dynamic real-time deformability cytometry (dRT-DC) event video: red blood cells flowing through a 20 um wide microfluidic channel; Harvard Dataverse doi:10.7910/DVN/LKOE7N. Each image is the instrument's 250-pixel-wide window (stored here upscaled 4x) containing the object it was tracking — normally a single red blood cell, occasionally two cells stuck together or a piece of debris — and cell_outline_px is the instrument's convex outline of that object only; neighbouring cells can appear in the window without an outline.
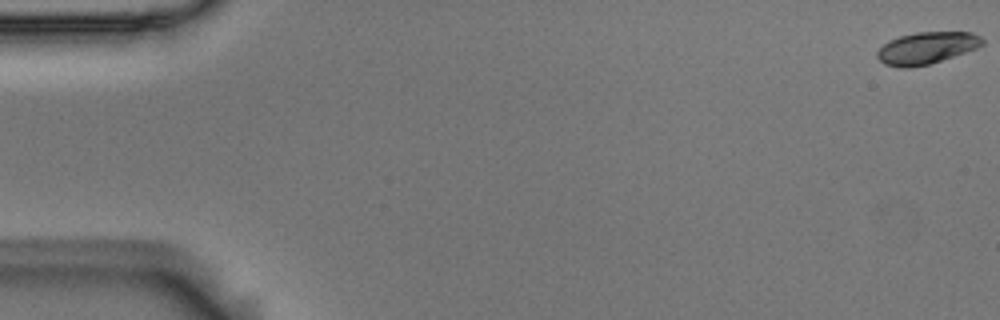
{"species": "Egyptian fruit bat (a non-hibernating species)", "species_latin": "Rousettus aegyptiacus", "temperature_condition": "room temperature", "stored_images_in_passage": 55, "camera_frame_rate_fps": 3000, "um_per_image_px": 0.085, "animal": {"sex": "male"}, "frame": {"image": 1, "passage_image": 1, "time_ms": 0.0, "image_size_px": [1000, 320], "cell_outline_px": [[984, 44], [976, 48], [928, 64], [908, 68], [900, 68], [884, 64], [876, 56], [876, 52], [888, 40], [900, 36], [916, 32], [972, 32], [980, 36], [984, 40]], "centroid_in_image_um": [78.73, 4.07], "position_along_channel_um": 6.3, "area_um2": 19.42}}
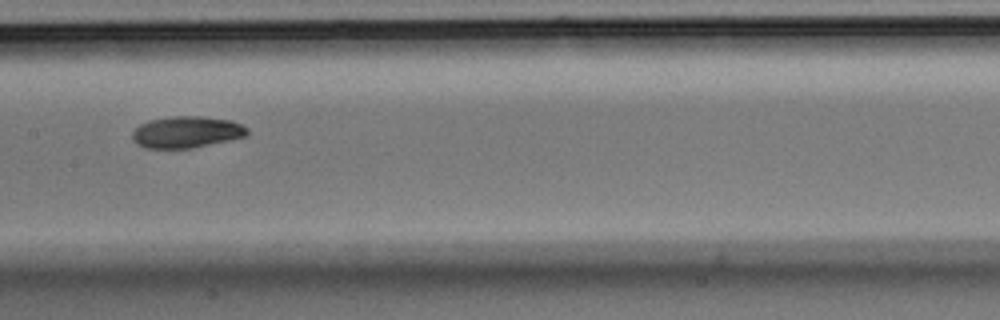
{"frame": {"image": 2, "passage_image": 28, "time_ms": 9.0, "image_size_px": [1000, 320], "cell_outline_px": [[248, 132], [244, 136], [228, 140], [192, 148], [144, 148], [136, 144], [132, 140], [132, 132], [140, 124], [148, 120], [172, 116], [200, 116], [232, 120], [248, 128]], "centroid_in_image_um": [15.81, 11.22], "position_along_channel_um": 191.6, "area_um2": 21.15}}
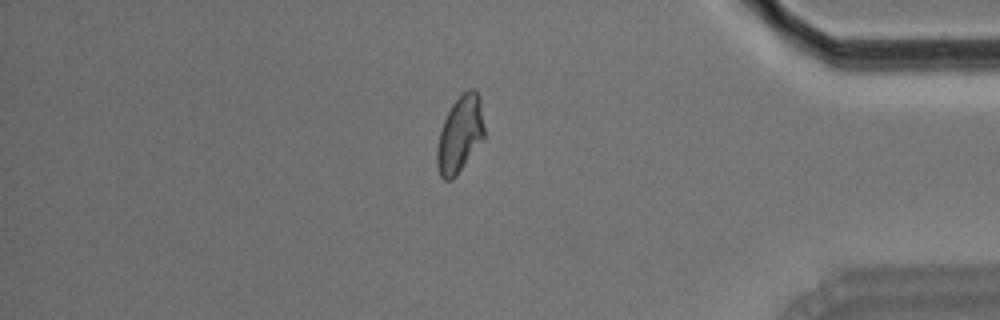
{"frame": {"image": 3, "passage_image": 47, "time_ms": 15.333, "image_size_px": [1000, 320], "cell_outline_px": [[484, 136], [456, 176], [452, 180], [444, 180], [440, 176], [436, 164], [436, 148], [440, 132], [444, 120], [452, 104], [468, 88], [476, 88], [480, 100], [484, 128]], "centroid_in_image_um": [39.07, 11.41], "position_along_channel_um": 396.1, "area_um2": 20.81}, "authors_computed_cell_mechanics": {"area_um2": 20.7502, "velocity_mm_per_s": 3.7116, "shape_relaxation_time_tau1_ms": 4.1958, "shape_relaxation_time_tau2_ms": 2.7716, "deformation_change_tau1": 0.119, "deformation_change_tau2": 0.0514}}